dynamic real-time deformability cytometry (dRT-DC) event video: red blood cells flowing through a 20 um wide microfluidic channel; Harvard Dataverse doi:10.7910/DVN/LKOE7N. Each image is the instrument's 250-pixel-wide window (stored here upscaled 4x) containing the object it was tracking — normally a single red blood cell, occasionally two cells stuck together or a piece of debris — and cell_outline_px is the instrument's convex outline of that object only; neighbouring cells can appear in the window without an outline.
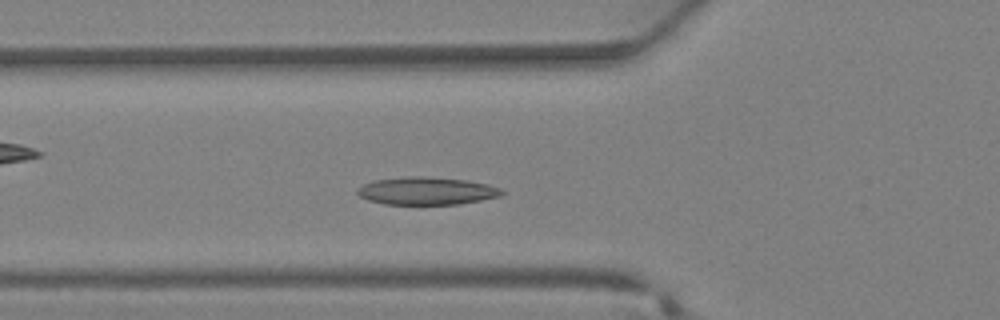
{"species": "Egyptian fruit bat (a non-hibernating species)", "species_latin": "Rousettus aegyptiacus", "temperature_condition": "warm", "stored_images_in_passage": 31, "camera_frame_rate_fps": 3000, "um_per_image_px": 0.085, "animal": {"sex": "female"}, "frame": {"image": 1, "passage_image": 7, "time_ms": 2.0, "image_size_px": [1000, 320], "cell_outline_px": [[508, 192], [500, 196], [460, 204], [384, 204], [368, 200], [360, 196], [356, 192], [356, 188], [372, 180], [408, 176], [424, 176], [468, 180], [488, 184], [500, 188]], "centroid_in_image_um": [36.27, 16.22], "position_along_channel_um": 89.5, "area_um2": 23.52}}
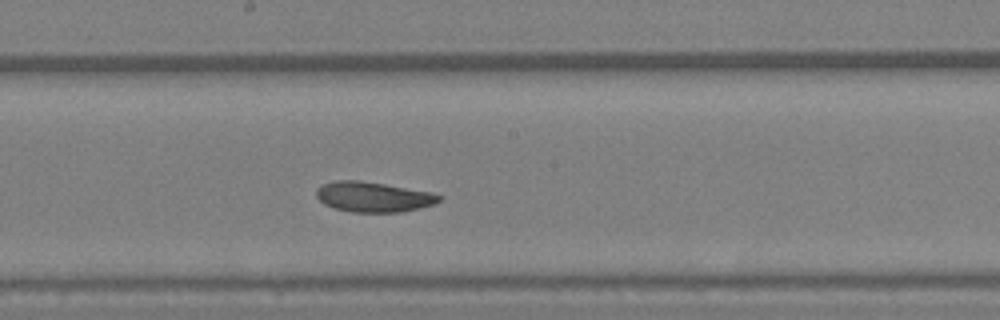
{"frame": {"image": 2, "passage_image": 14, "time_ms": 4.333, "image_size_px": [1000, 320], "cell_outline_px": [[444, 196], [440, 200], [432, 204], [400, 212], [352, 212], [336, 208], [324, 204], [316, 196], [316, 188], [324, 184], [336, 180], [360, 180], [432, 192]], "centroid_in_image_um": [31.72, 16.72], "position_along_channel_um": 216.5, "area_um2": 21.39}}
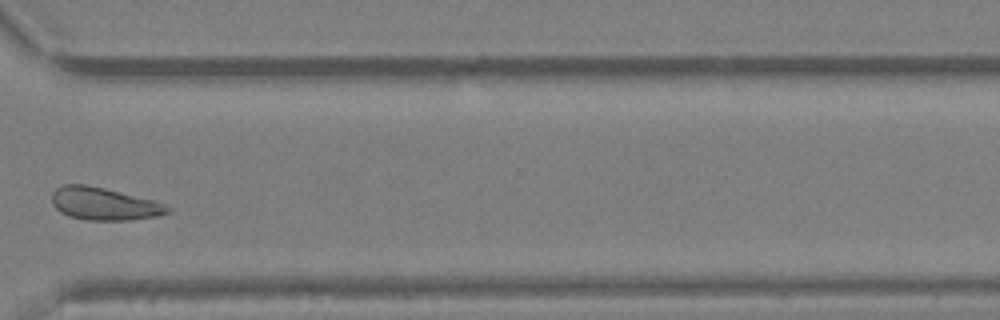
{"frame": {"image": 3, "passage_image": 22, "time_ms": 7.0, "image_size_px": [1000, 320], "cell_outline_px": [[172, 212], [156, 216], [128, 220], [88, 220], [68, 216], [60, 212], [52, 204], [52, 192], [56, 188], [64, 184], [84, 184], [104, 188], [168, 204], [172, 208]], "centroid_in_image_um": [8.85, 17.33], "position_along_channel_um": 361.7, "area_um2": 22.02}}